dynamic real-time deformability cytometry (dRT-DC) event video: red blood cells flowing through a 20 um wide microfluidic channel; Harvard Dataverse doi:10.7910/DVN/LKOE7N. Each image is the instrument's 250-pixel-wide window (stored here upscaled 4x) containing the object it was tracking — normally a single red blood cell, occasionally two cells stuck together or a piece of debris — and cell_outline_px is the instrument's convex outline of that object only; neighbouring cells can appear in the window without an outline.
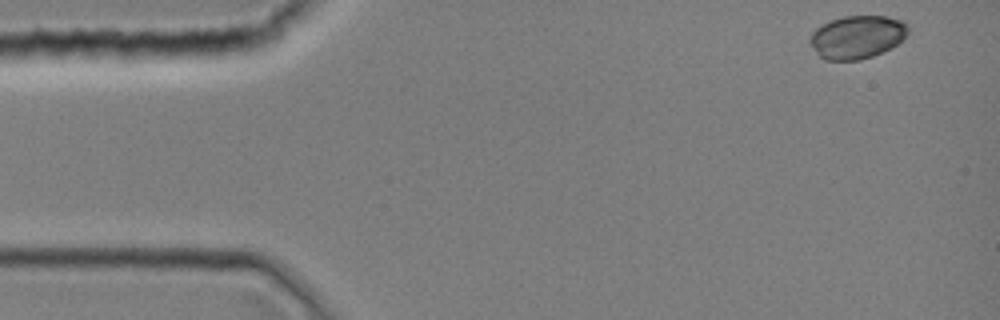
{"species": "common noctule bat (a hibernating species)", "species_latin": "Nyctalus noctula", "temperature_condition": "room temperature", "stored_images_in_passage": 37, "camera_frame_rate_fps": 3000, "um_per_image_px": 0.085, "animal": {"sex": "female", "body_mass_g": 19.0, "forearm_length_mm": 51.5}, "frame": {"image": 1, "passage_image": 1, "time_ms": 0.0, "image_size_px": [1000, 320], "cell_outline_px": [[908, 36], [896, 44], [872, 56], [860, 60], [824, 60], [816, 52], [808, 40], [812, 32], [816, 28], [832, 20], [844, 16], [888, 16], [900, 20], [908, 24]], "centroid_in_image_um": [72.85, 3.14], "position_along_channel_um": 12.1, "area_um2": 24.51}}
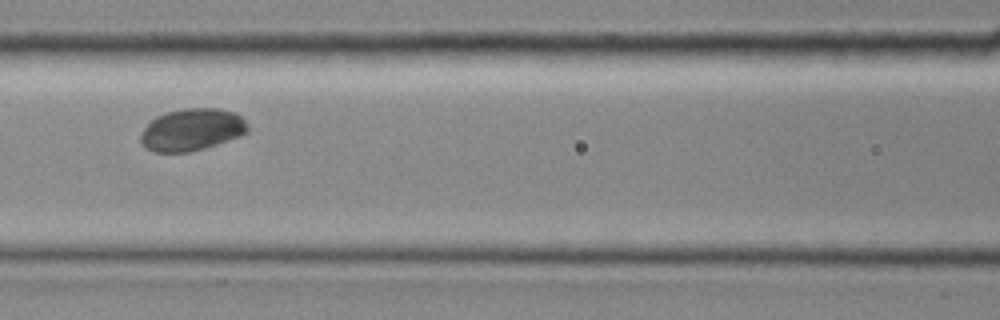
{"frame": {"image": 2, "passage_image": 16, "time_ms": 5.0, "image_size_px": [1000, 320], "cell_outline_px": [[248, 132], [240, 136], [204, 148], [188, 152], [156, 152], [144, 148], [140, 144], [140, 136], [144, 128], [156, 116], [168, 112], [184, 108], [220, 108], [236, 112], [248, 124]], "centroid_in_image_um": [16.31, 11.02], "position_along_channel_um": 150.3, "area_um2": 26.36}}
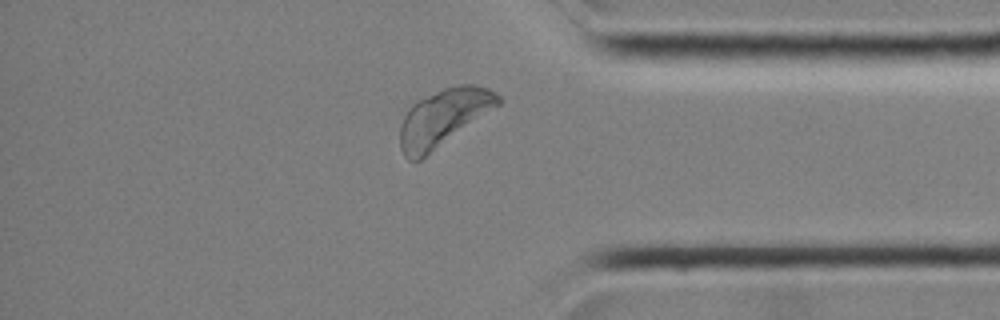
{"frame": {"image": 3, "passage_image": 32, "time_ms": 10.333, "image_size_px": [1000, 320], "cell_outline_px": [[500, 104], [420, 160], [408, 160], [404, 156], [400, 148], [400, 124], [408, 108], [416, 100], [444, 88], [460, 84], [476, 84], [488, 88], [496, 92], [500, 96]], "centroid_in_image_um": [37.67, 9.98], "position_along_channel_um": 397.5, "area_um2": 32.37}}